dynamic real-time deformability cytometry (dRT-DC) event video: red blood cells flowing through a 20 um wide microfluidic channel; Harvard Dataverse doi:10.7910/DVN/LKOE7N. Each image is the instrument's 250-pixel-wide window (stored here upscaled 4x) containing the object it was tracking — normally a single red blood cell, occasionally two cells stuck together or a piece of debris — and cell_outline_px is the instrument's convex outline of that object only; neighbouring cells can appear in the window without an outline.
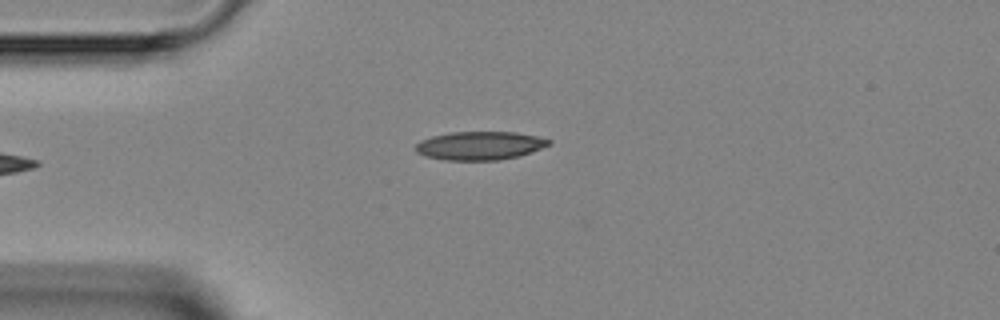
{"species": "Egyptian fruit bat (a non-hibernating species)", "species_latin": "Rousettus aegyptiacus", "temperature_condition": "room temperature", "stored_images_in_passage": 4, "camera_frame_rate_fps": 3000, "um_per_image_px": 0.085, "animal": {"sex": "female"}, "frame": {"image": 1, "passage_image": 4, "time_ms": 3.667, "image_size_px": [1000, 320], "cell_outline_px": [[552, 144], [520, 156], [496, 160], [444, 160], [424, 156], [416, 152], [416, 144], [420, 140], [432, 136], [452, 132], [516, 132], [536, 136], [552, 140]], "centroid_in_image_um": [40.79, 12.38], "position_along_channel_um": 44.2, "area_um2": 22.14}}